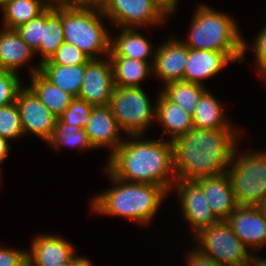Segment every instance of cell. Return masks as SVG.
<instances>
[{"label": "cell", "instance_id": "7a4b0ae2", "mask_svg": "<svg viewBox=\"0 0 266 266\" xmlns=\"http://www.w3.org/2000/svg\"><path fill=\"white\" fill-rule=\"evenodd\" d=\"M107 169L123 181L155 184L168 192L176 181L173 143L171 140H125L110 155ZM171 175L174 180L169 178Z\"/></svg>", "mask_w": 266, "mask_h": 266}, {"label": "cell", "instance_id": "ffe728a7", "mask_svg": "<svg viewBox=\"0 0 266 266\" xmlns=\"http://www.w3.org/2000/svg\"><path fill=\"white\" fill-rule=\"evenodd\" d=\"M156 103L155 119L165 127V131L161 135L170 134L171 141H173L176 137L186 134L194 128L192 115L171 102L162 92Z\"/></svg>", "mask_w": 266, "mask_h": 266}, {"label": "cell", "instance_id": "4dcf8cb0", "mask_svg": "<svg viewBox=\"0 0 266 266\" xmlns=\"http://www.w3.org/2000/svg\"><path fill=\"white\" fill-rule=\"evenodd\" d=\"M93 105L85 100L74 98L66 110L57 118V122H64L80 129H84L90 118Z\"/></svg>", "mask_w": 266, "mask_h": 266}, {"label": "cell", "instance_id": "ba28073f", "mask_svg": "<svg viewBox=\"0 0 266 266\" xmlns=\"http://www.w3.org/2000/svg\"><path fill=\"white\" fill-rule=\"evenodd\" d=\"M196 240L202 254L213 258L222 266H249L252 254L233 232L226 220L200 229Z\"/></svg>", "mask_w": 266, "mask_h": 266}, {"label": "cell", "instance_id": "f1b7e54d", "mask_svg": "<svg viewBox=\"0 0 266 266\" xmlns=\"http://www.w3.org/2000/svg\"><path fill=\"white\" fill-rule=\"evenodd\" d=\"M47 143H50L54 148H59L61 144L72 147L79 146V148L85 150L86 148H93L84 129L65 124L64 122L56 123L52 137Z\"/></svg>", "mask_w": 266, "mask_h": 266}, {"label": "cell", "instance_id": "603a6c76", "mask_svg": "<svg viewBox=\"0 0 266 266\" xmlns=\"http://www.w3.org/2000/svg\"><path fill=\"white\" fill-rule=\"evenodd\" d=\"M115 87H140V82L153 73V62L128 57H109ZM152 65V66H151Z\"/></svg>", "mask_w": 266, "mask_h": 266}, {"label": "cell", "instance_id": "83f0119b", "mask_svg": "<svg viewBox=\"0 0 266 266\" xmlns=\"http://www.w3.org/2000/svg\"><path fill=\"white\" fill-rule=\"evenodd\" d=\"M164 85V90L161 92L171 102L191 115L194 113L200 97L206 91L201 84L185 81H172Z\"/></svg>", "mask_w": 266, "mask_h": 266}, {"label": "cell", "instance_id": "f35d334b", "mask_svg": "<svg viewBox=\"0 0 266 266\" xmlns=\"http://www.w3.org/2000/svg\"><path fill=\"white\" fill-rule=\"evenodd\" d=\"M8 140L0 136V163H4V159L7 158V154L10 151Z\"/></svg>", "mask_w": 266, "mask_h": 266}, {"label": "cell", "instance_id": "8992f818", "mask_svg": "<svg viewBox=\"0 0 266 266\" xmlns=\"http://www.w3.org/2000/svg\"><path fill=\"white\" fill-rule=\"evenodd\" d=\"M232 154L228 174L239 206H257L266 197V153ZM234 159V160H233Z\"/></svg>", "mask_w": 266, "mask_h": 266}, {"label": "cell", "instance_id": "9c48e42d", "mask_svg": "<svg viewBox=\"0 0 266 266\" xmlns=\"http://www.w3.org/2000/svg\"><path fill=\"white\" fill-rule=\"evenodd\" d=\"M112 23L124 28L161 23L170 15L171 7L164 0H95ZM133 26V27H131Z\"/></svg>", "mask_w": 266, "mask_h": 266}, {"label": "cell", "instance_id": "8fae6325", "mask_svg": "<svg viewBox=\"0 0 266 266\" xmlns=\"http://www.w3.org/2000/svg\"><path fill=\"white\" fill-rule=\"evenodd\" d=\"M115 89L112 65L100 58L85 64V73L78 98L93 106H107Z\"/></svg>", "mask_w": 266, "mask_h": 266}, {"label": "cell", "instance_id": "2e32d148", "mask_svg": "<svg viewBox=\"0 0 266 266\" xmlns=\"http://www.w3.org/2000/svg\"><path fill=\"white\" fill-rule=\"evenodd\" d=\"M119 127L112 110L107 106H93L87 126L84 128L93 148L111 147V155L122 144Z\"/></svg>", "mask_w": 266, "mask_h": 266}, {"label": "cell", "instance_id": "277c9868", "mask_svg": "<svg viewBox=\"0 0 266 266\" xmlns=\"http://www.w3.org/2000/svg\"><path fill=\"white\" fill-rule=\"evenodd\" d=\"M194 15L188 40L183 41L188 48L225 52L234 62L245 60L247 43L231 17L205 5L198 7Z\"/></svg>", "mask_w": 266, "mask_h": 266}, {"label": "cell", "instance_id": "44dd1931", "mask_svg": "<svg viewBox=\"0 0 266 266\" xmlns=\"http://www.w3.org/2000/svg\"><path fill=\"white\" fill-rule=\"evenodd\" d=\"M30 89L38 99L58 118L74 99L72 95L65 92L50 82L41 72L40 67L31 69Z\"/></svg>", "mask_w": 266, "mask_h": 266}, {"label": "cell", "instance_id": "9a60e30c", "mask_svg": "<svg viewBox=\"0 0 266 266\" xmlns=\"http://www.w3.org/2000/svg\"><path fill=\"white\" fill-rule=\"evenodd\" d=\"M27 252V266H59L70 262L74 255L71 243L51 235H38Z\"/></svg>", "mask_w": 266, "mask_h": 266}, {"label": "cell", "instance_id": "ab89813d", "mask_svg": "<svg viewBox=\"0 0 266 266\" xmlns=\"http://www.w3.org/2000/svg\"><path fill=\"white\" fill-rule=\"evenodd\" d=\"M73 266H94L90 260L85 257H77L73 258Z\"/></svg>", "mask_w": 266, "mask_h": 266}, {"label": "cell", "instance_id": "8d00e7d4", "mask_svg": "<svg viewBox=\"0 0 266 266\" xmlns=\"http://www.w3.org/2000/svg\"><path fill=\"white\" fill-rule=\"evenodd\" d=\"M188 258V266H222L218 264L213 258L202 254L199 250L195 249L190 252Z\"/></svg>", "mask_w": 266, "mask_h": 266}, {"label": "cell", "instance_id": "d590c367", "mask_svg": "<svg viewBox=\"0 0 266 266\" xmlns=\"http://www.w3.org/2000/svg\"><path fill=\"white\" fill-rule=\"evenodd\" d=\"M0 266H27V252L0 247Z\"/></svg>", "mask_w": 266, "mask_h": 266}, {"label": "cell", "instance_id": "d4e9b609", "mask_svg": "<svg viewBox=\"0 0 266 266\" xmlns=\"http://www.w3.org/2000/svg\"><path fill=\"white\" fill-rule=\"evenodd\" d=\"M223 107L219 100L205 91L192 114L193 125L196 129H228L232 128L223 115Z\"/></svg>", "mask_w": 266, "mask_h": 266}, {"label": "cell", "instance_id": "52a82bcc", "mask_svg": "<svg viewBox=\"0 0 266 266\" xmlns=\"http://www.w3.org/2000/svg\"><path fill=\"white\" fill-rule=\"evenodd\" d=\"M109 106L121 130L134 139L156 118V107L151 106L141 86L115 87Z\"/></svg>", "mask_w": 266, "mask_h": 266}, {"label": "cell", "instance_id": "7c38bea8", "mask_svg": "<svg viewBox=\"0 0 266 266\" xmlns=\"http://www.w3.org/2000/svg\"><path fill=\"white\" fill-rule=\"evenodd\" d=\"M184 219L188 220L195 234L202 228L218 223L220 220L213 213L202 187L196 181L176 179Z\"/></svg>", "mask_w": 266, "mask_h": 266}, {"label": "cell", "instance_id": "b9f144b4", "mask_svg": "<svg viewBox=\"0 0 266 266\" xmlns=\"http://www.w3.org/2000/svg\"><path fill=\"white\" fill-rule=\"evenodd\" d=\"M256 207L261 211L266 220V197Z\"/></svg>", "mask_w": 266, "mask_h": 266}, {"label": "cell", "instance_id": "30bf717a", "mask_svg": "<svg viewBox=\"0 0 266 266\" xmlns=\"http://www.w3.org/2000/svg\"><path fill=\"white\" fill-rule=\"evenodd\" d=\"M16 103L23 133L32 132L48 142L54 132L57 117L38 99L29 87L20 89Z\"/></svg>", "mask_w": 266, "mask_h": 266}, {"label": "cell", "instance_id": "cb8c5ba5", "mask_svg": "<svg viewBox=\"0 0 266 266\" xmlns=\"http://www.w3.org/2000/svg\"><path fill=\"white\" fill-rule=\"evenodd\" d=\"M40 72L54 85L69 93L74 98H78L85 73V64H41Z\"/></svg>", "mask_w": 266, "mask_h": 266}, {"label": "cell", "instance_id": "484cf974", "mask_svg": "<svg viewBox=\"0 0 266 266\" xmlns=\"http://www.w3.org/2000/svg\"><path fill=\"white\" fill-rule=\"evenodd\" d=\"M64 43L62 7L46 9V25L43 26L42 40L39 48L35 51L41 52L43 59L41 63L49 60L57 49Z\"/></svg>", "mask_w": 266, "mask_h": 266}, {"label": "cell", "instance_id": "e575fe53", "mask_svg": "<svg viewBox=\"0 0 266 266\" xmlns=\"http://www.w3.org/2000/svg\"><path fill=\"white\" fill-rule=\"evenodd\" d=\"M253 45L258 72L266 79V26L260 31Z\"/></svg>", "mask_w": 266, "mask_h": 266}, {"label": "cell", "instance_id": "836d02e7", "mask_svg": "<svg viewBox=\"0 0 266 266\" xmlns=\"http://www.w3.org/2000/svg\"><path fill=\"white\" fill-rule=\"evenodd\" d=\"M21 85L18 73L0 69V107L16 102Z\"/></svg>", "mask_w": 266, "mask_h": 266}, {"label": "cell", "instance_id": "7bdbcfd3", "mask_svg": "<svg viewBox=\"0 0 266 266\" xmlns=\"http://www.w3.org/2000/svg\"><path fill=\"white\" fill-rule=\"evenodd\" d=\"M170 7V14L175 12V8L177 6V0H164Z\"/></svg>", "mask_w": 266, "mask_h": 266}, {"label": "cell", "instance_id": "5bb4252c", "mask_svg": "<svg viewBox=\"0 0 266 266\" xmlns=\"http://www.w3.org/2000/svg\"><path fill=\"white\" fill-rule=\"evenodd\" d=\"M155 50L153 73L167 84L183 81L184 69L189 57V48L177 39H169Z\"/></svg>", "mask_w": 266, "mask_h": 266}, {"label": "cell", "instance_id": "d6a6232c", "mask_svg": "<svg viewBox=\"0 0 266 266\" xmlns=\"http://www.w3.org/2000/svg\"><path fill=\"white\" fill-rule=\"evenodd\" d=\"M46 25V10L38 17L31 19L26 24L17 27L15 30L19 33L21 38L28 44V46L34 50L39 48L43 26Z\"/></svg>", "mask_w": 266, "mask_h": 266}, {"label": "cell", "instance_id": "6da1fadb", "mask_svg": "<svg viewBox=\"0 0 266 266\" xmlns=\"http://www.w3.org/2000/svg\"><path fill=\"white\" fill-rule=\"evenodd\" d=\"M238 131L228 129H196L176 137L173 143L176 179L196 181L202 177L226 173L236 148Z\"/></svg>", "mask_w": 266, "mask_h": 266}, {"label": "cell", "instance_id": "3957f363", "mask_svg": "<svg viewBox=\"0 0 266 266\" xmlns=\"http://www.w3.org/2000/svg\"><path fill=\"white\" fill-rule=\"evenodd\" d=\"M106 171L117 185L93 200L92 208L98 213L124 216L147 224L158 211L166 190L155 184L130 183L116 178Z\"/></svg>", "mask_w": 266, "mask_h": 266}, {"label": "cell", "instance_id": "4fadbf2b", "mask_svg": "<svg viewBox=\"0 0 266 266\" xmlns=\"http://www.w3.org/2000/svg\"><path fill=\"white\" fill-rule=\"evenodd\" d=\"M226 221L247 248L266 245V220L256 206H238Z\"/></svg>", "mask_w": 266, "mask_h": 266}, {"label": "cell", "instance_id": "74e56055", "mask_svg": "<svg viewBox=\"0 0 266 266\" xmlns=\"http://www.w3.org/2000/svg\"><path fill=\"white\" fill-rule=\"evenodd\" d=\"M40 1L47 8H60V7L72 5V4L76 3L78 0H40Z\"/></svg>", "mask_w": 266, "mask_h": 266}, {"label": "cell", "instance_id": "f6af8a7d", "mask_svg": "<svg viewBox=\"0 0 266 266\" xmlns=\"http://www.w3.org/2000/svg\"><path fill=\"white\" fill-rule=\"evenodd\" d=\"M59 266H73V259L70 262L65 263V264H61Z\"/></svg>", "mask_w": 266, "mask_h": 266}, {"label": "cell", "instance_id": "60d3db41", "mask_svg": "<svg viewBox=\"0 0 266 266\" xmlns=\"http://www.w3.org/2000/svg\"><path fill=\"white\" fill-rule=\"evenodd\" d=\"M249 266H266V259L252 255Z\"/></svg>", "mask_w": 266, "mask_h": 266}, {"label": "cell", "instance_id": "d6986e66", "mask_svg": "<svg viewBox=\"0 0 266 266\" xmlns=\"http://www.w3.org/2000/svg\"><path fill=\"white\" fill-rule=\"evenodd\" d=\"M15 29L0 31V69L17 73L34 54Z\"/></svg>", "mask_w": 266, "mask_h": 266}, {"label": "cell", "instance_id": "4316f807", "mask_svg": "<svg viewBox=\"0 0 266 266\" xmlns=\"http://www.w3.org/2000/svg\"><path fill=\"white\" fill-rule=\"evenodd\" d=\"M46 9L40 0H8L2 10L4 27L16 29L38 17Z\"/></svg>", "mask_w": 266, "mask_h": 266}, {"label": "cell", "instance_id": "5b68a950", "mask_svg": "<svg viewBox=\"0 0 266 266\" xmlns=\"http://www.w3.org/2000/svg\"><path fill=\"white\" fill-rule=\"evenodd\" d=\"M98 14V15H97ZM103 12L95 0H78L62 7L64 41L96 59L95 54L110 53L111 38L101 22Z\"/></svg>", "mask_w": 266, "mask_h": 266}, {"label": "cell", "instance_id": "f546056e", "mask_svg": "<svg viewBox=\"0 0 266 266\" xmlns=\"http://www.w3.org/2000/svg\"><path fill=\"white\" fill-rule=\"evenodd\" d=\"M23 133L18 105L16 102L0 107V136L16 139Z\"/></svg>", "mask_w": 266, "mask_h": 266}, {"label": "cell", "instance_id": "7402d4cb", "mask_svg": "<svg viewBox=\"0 0 266 266\" xmlns=\"http://www.w3.org/2000/svg\"><path fill=\"white\" fill-rule=\"evenodd\" d=\"M152 53L150 42L133 28H124L121 34L110 43L108 57H128L140 61L148 60Z\"/></svg>", "mask_w": 266, "mask_h": 266}, {"label": "cell", "instance_id": "ac0fdd59", "mask_svg": "<svg viewBox=\"0 0 266 266\" xmlns=\"http://www.w3.org/2000/svg\"><path fill=\"white\" fill-rule=\"evenodd\" d=\"M230 61L234 60L225 52L189 48L183 81L203 85L202 79L214 76Z\"/></svg>", "mask_w": 266, "mask_h": 266}, {"label": "cell", "instance_id": "ee69618b", "mask_svg": "<svg viewBox=\"0 0 266 266\" xmlns=\"http://www.w3.org/2000/svg\"><path fill=\"white\" fill-rule=\"evenodd\" d=\"M7 1H8V0H0V7H1L2 9L5 7Z\"/></svg>", "mask_w": 266, "mask_h": 266}, {"label": "cell", "instance_id": "e0dca14e", "mask_svg": "<svg viewBox=\"0 0 266 266\" xmlns=\"http://www.w3.org/2000/svg\"><path fill=\"white\" fill-rule=\"evenodd\" d=\"M196 182L202 187L210 208L219 220H227L239 206L227 173L202 177Z\"/></svg>", "mask_w": 266, "mask_h": 266}, {"label": "cell", "instance_id": "1f68e13d", "mask_svg": "<svg viewBox=\"0 0 266 266\" xmlns=\"http://www.w3.org/2000/svg\"><path fill=\"white\" fill-rule=\"evenodd\" d=\"M91 58L71 43L65 42L57 49L52 57L41 64L82 65Z\"/></svg>", "mask_w": 266, "mask_h": 266}]
</instances>
